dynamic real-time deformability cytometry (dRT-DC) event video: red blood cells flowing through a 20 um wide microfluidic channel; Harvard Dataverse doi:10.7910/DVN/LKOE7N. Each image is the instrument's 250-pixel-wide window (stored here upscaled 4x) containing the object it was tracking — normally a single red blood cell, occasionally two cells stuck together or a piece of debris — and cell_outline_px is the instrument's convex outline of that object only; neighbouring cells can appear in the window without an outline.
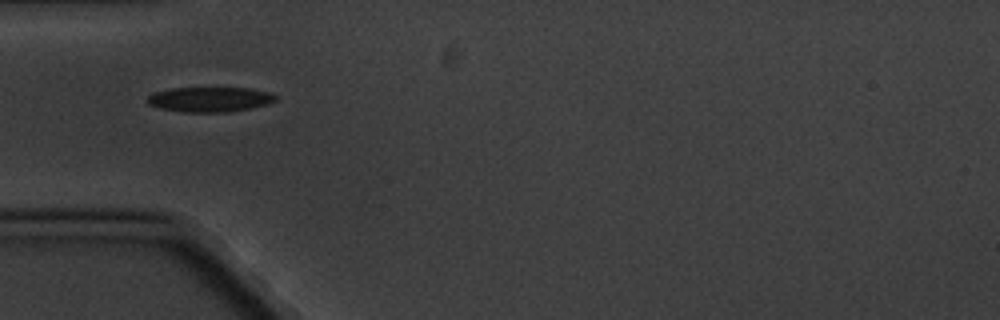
{"species": "common noctule bat (a hibernating species)", "species_latin": "Nyctalus noctula", "temperature_condition": "cold", "stored_images_in_passage": 2, "camera_frame_rate_fps": 3000, "um_per_image_px": 0.085, "animal": {"sex": "male", "body_mass_g": 20.1, "forearm_length_mm": 53.5}, "frame": {"image": 1, "passage_image": 1, "time_ms": 0.0, "image_size_px": [1000, 320], "cell_outline_px": [[280, 100], [268, 104], [252, 108], [228, 112], [184, 112], [160, 108], [148, 104], [148, 96], [152, 92], [172, 88], [252, 88], [272, 92], [280, 96]], "centroid_in_image_um": [17.93, 8.44], "position_along_channel_um": 67.1, "area_um2": 19.02}}